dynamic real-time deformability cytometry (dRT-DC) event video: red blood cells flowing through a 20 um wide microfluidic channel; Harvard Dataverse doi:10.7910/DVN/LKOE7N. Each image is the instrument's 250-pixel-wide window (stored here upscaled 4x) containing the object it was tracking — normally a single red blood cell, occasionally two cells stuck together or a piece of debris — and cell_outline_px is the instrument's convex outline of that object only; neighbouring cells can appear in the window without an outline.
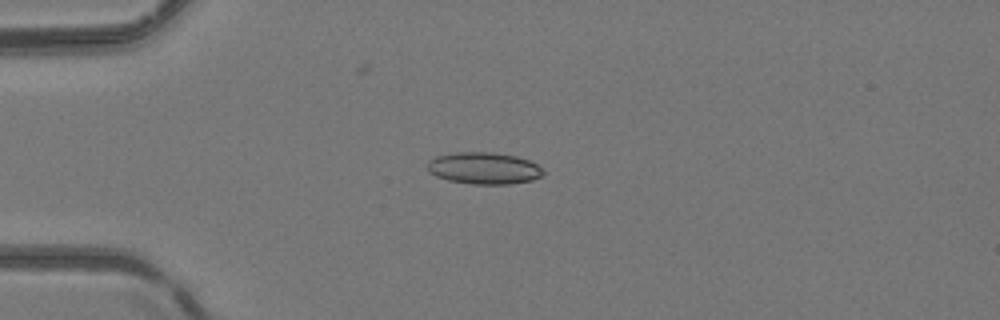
{"species": "common noctule bat (a hibernating species)", "species_latin": "Nyctalus noctula", "temperature_condition": "room temperature", "stored_images_in_passage": 50, "camera_frame_rate_fps": 3000, "um_per_image_px": 0.085, "animal": {"sex": "female", "body_mass_g": 24.6, "forearm_length_mm": 56.2}, "frame": {"image": 1, "passage_image": 14, "time_ms": 4.333, "image_size_px": [1000, 320], "cell_outline_px": [[544, 172], [540, 176], [532, 180], [508, 184], [472, 184], [448, 180], [436, 176], [428, 172], [428, 160], [436, 156], [456, 152], [492, 152], [516, 156], [528, 160], [536, 164]], "centroid_in_image_um": [41.09, 14.29], "position_along_channel_um": 43.9, "area_um2": 21.39}}
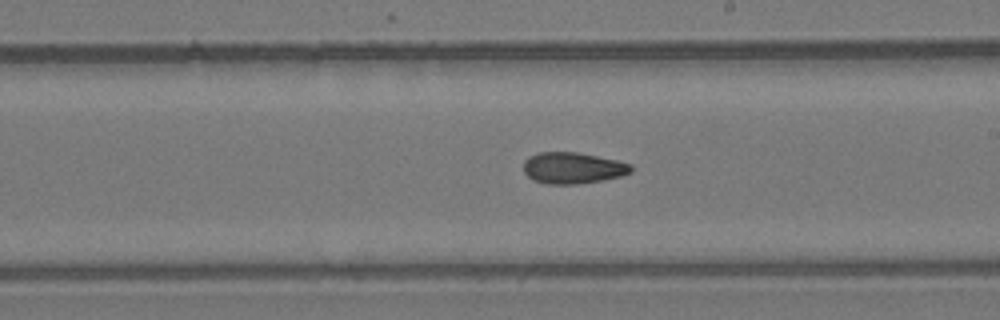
{"frame": {"image": 2, "passage_image": 30, "time_ms": 9.667, "image_size_px": [1000, 320], "cell_outline_px": [[632, 172], [620, 176], [600, 180], [576, 184], [544, 184], [532, 180], [524, 172], [524, 160], [528, 156], [540, 152], [576, 152], [616, 160], [632, 164]], "centroid_in_image_um": [48.65, 14.28], "position_along_channel_um": 240.3, "area_um2": 19.59}}
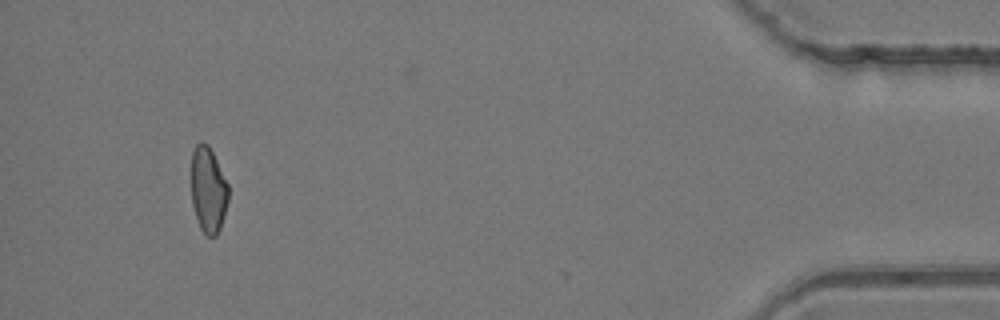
{"frame": {"image": 3, "passage_image": 48, "time_ms": 15.667, "image_size_px": [1000, 320], "cell_outline_px": [[228, 200], [224, 216], [220, 228], [216, 236], [208, 236], [200, 228], [192, 204], [192, 152], [196, 144], [200, 140], [208, 144], [228, 184]], "centroid_in_image_um": [17.7, 16.13], "position_along_channel_um": 417.5, "area_um2": 18.38}, "authors_computed_cell_mechanics": {"area_um2": 19.941, "velocity_mm_per_s": 4.1634, "shape_relaxation_time_tau1_ms": null, "shape_relaxation_time_tau2_ms": 4.6889, "deformation_change_tau1": null, "deformation_change_tau2": 0.0965}}